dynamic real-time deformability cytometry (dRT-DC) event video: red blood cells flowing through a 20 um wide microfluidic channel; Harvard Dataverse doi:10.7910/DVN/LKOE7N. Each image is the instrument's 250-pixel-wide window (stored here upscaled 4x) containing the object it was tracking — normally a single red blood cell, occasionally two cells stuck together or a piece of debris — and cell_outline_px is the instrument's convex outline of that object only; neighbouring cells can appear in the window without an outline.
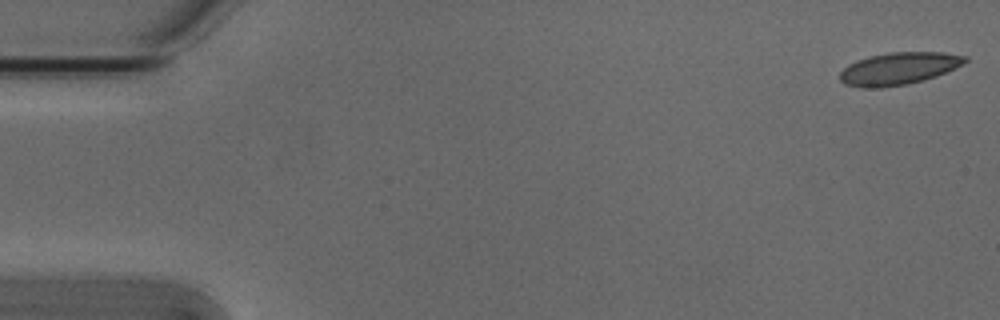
{"species": "Egyptian fruit bat (a non-hibernating species)", "species_latin": "Rousettus aegyptiacus", "temperature_condition": "cold", "stored_images_in_passage": 47, "camera_frame_rate_fps": 3000, "um_per_image_px": 0.085, "animal": {"sex": "male"}, "frame": {"image": 1, "passage_image": 1, "time_ms": 0.0, "image_size_px": [1000, 320], "cell_outline_px": [[968, 60], [964, 64], [936, 76], [924, 80], [908, 84], [880, 88], [860, 88], [844, 84], [840, 80], [840, 72], [848, 64], [856, 60], [868, 56], [888, 52], [944, 52], [968, 56]], "centroid_in_image_um": [76.38, 5.83], "position_along_channel_um": 8.6, "area_um2": 23.87}}
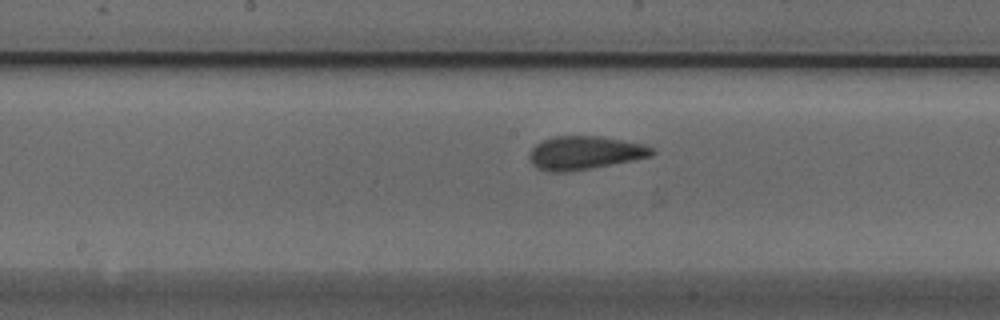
{"frame": {"image": 2, "passage_image": 27, "time_ms": 8.667, "image_size_px": [1000, 320], "cell_outline_px": [[656, 152], [652, 156], [592, 168], [568, 172], [552, 172], [536, 168], [532, 164], [528, 156], [532, 148], [536, 144], [544, 140], [556, 136], [600, 136], [644, 144], [652, 148]], "centroid_in_image_um": [49.69, 12.99], "position_along_channel_um": 198.5, "area_um2": 23.81}}
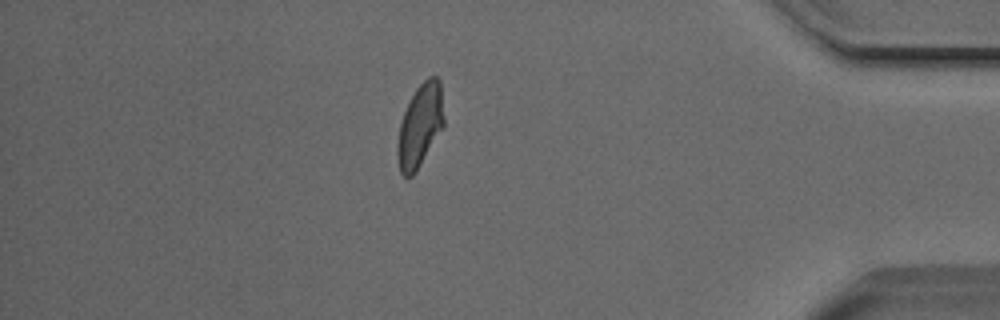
{"frame": {"image": 3, "passage_image": 46, "time_ms": 15.0, "image_size_px": [1000, 320], "cell_outline_px": [[444, 128], [416, 172], [412, 176], [404, 176], [400, 172], [396, 152], [396, 144], [400, 124], [404, 112], [416, 88], [428, 76], [436, 76], [440, 80], [444, 120]], "centroid_in_image_um": [35.71, 10.7], "position_along_channel_um": 399.5, "area_um2": 22.66}}